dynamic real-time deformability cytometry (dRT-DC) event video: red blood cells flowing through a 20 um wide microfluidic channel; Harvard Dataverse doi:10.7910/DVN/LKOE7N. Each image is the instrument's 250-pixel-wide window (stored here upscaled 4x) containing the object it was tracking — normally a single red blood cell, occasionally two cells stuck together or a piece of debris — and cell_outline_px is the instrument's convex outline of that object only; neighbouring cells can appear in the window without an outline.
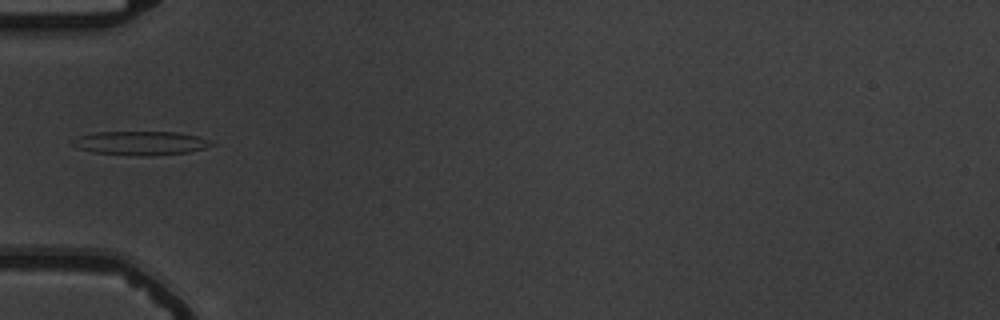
{"species": "common noctule bat (a hibernating species)", "species_latin": "Nyctalus noctula", "temperature_condition": "warm", "stored_images_in_passage": 37, "camera_frame_rate_fps": 3000, "um_per_image_px": 0.085, "animal": {"sex": "male", "body_mass_g": 19.5, "forearm_length_mm": 54.6}, "frame": {"image": 1, "passage_image": 1, "time_ms": 0.0, "image_size_px": [1000, 320], "cell_outline_px": [[216, 144], [204, 148], [188, 152], [148, 156], [140, 156], [92, 152], [80, 148], [72, 144], [72, 140], [80, 136], [92, 132], [176, 132], [200, 136], [212, 140]], "centroid_in_image_um": [12.01, 12.16], "position_along_channel_um": 73.0, "area_um2": 19.36}}
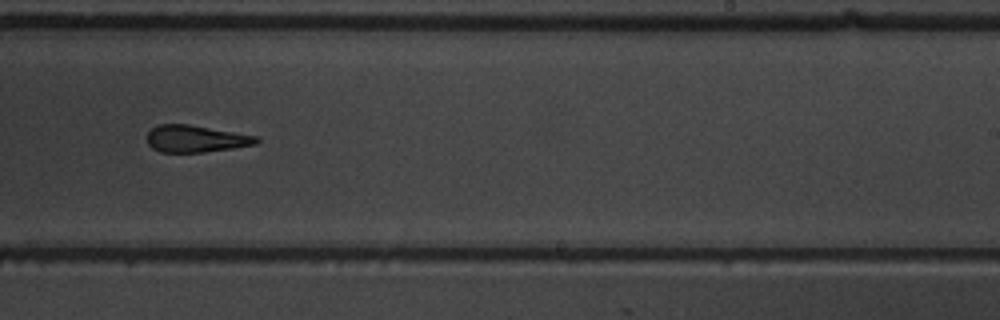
{"frame": {"image": 2, "passage_image": 17, "time_ms": 5.333, "image_size_px": [1000, 320], "cell_outline_px": [[260, 140], [256, 144], [232, 148], [204, 152], [160, 152], [152, 148], [148, 144], [148, 132], [156, 124], [188, 124], [256, 136]], "centroid_in_image_um": [16.61, 11.79], "position_along_channel_um": 272.4, "area_um2": 17.05}}
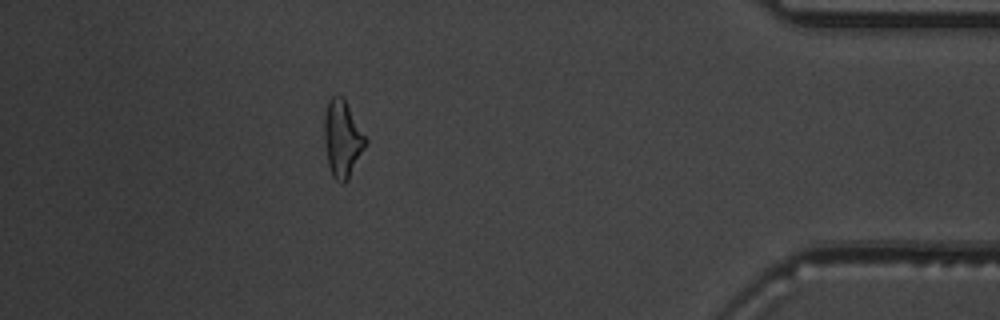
{"frame": {"image": 3, "passage_image": 31, "time_ms": 10.0, "image_size_px": [1000, 320], "cell_outline_px": [[368, 140], [348, 180], [344, 184], [340, 184], [332, 176], [328, 164], [324, 136], [324, 116], [328, 100], [332, 96], [344, 96]], "centroid_in_image_um": [29.1, 11.78], "position_along_channel_um": 406.1, "area_um2": 18.61}, "authors_computed_cell_mechanics": {"area_um2": 17.7446, "velocity_mm_per_s": 3.7406, "shape_relaxation_time_tau1_ms": 3.5006, "shape_relaxation_time_tau2_ms": 2.1151, "deformation_change_tau1": 0.1759, "deformation_change_tau2": 0.152}}